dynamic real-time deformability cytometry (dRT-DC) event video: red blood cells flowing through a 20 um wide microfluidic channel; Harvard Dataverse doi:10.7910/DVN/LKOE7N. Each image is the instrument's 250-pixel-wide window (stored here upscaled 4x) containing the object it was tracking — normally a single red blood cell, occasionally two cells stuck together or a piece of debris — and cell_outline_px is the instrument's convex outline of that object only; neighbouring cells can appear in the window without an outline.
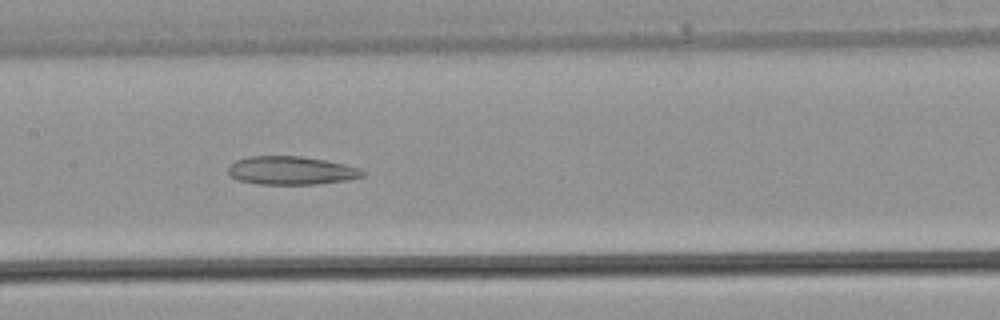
{"species": "common noctule bat (a hibernating species)", "species_latin": "Nyctalus noctula", "temperature_condition": "warm", "stored_images_in_passage": 33, "camera_frame_rate_fps": 3000, "um_per_image_px": 0.085, "animal": {"sex": "male", "body_mass_g": 21.5, "forearm_length_mm": 52.0}, "frame": {"image": 1, "passage_image": 15, "time_ms": 4.667, "image_size_px": [1000, 320], "cell_outline_px": [[364, 176], [348, 180], [316, 184], [256, 184], [236, 180], [228, 176], [228, 168], [236, 160], [248, 156], [300, 156], [324, 160], [344, 164], [360, 168], [364, 172]], "centroid_in_image_um": [24.71, 14.5], "position_along_channel_um": 182.7, "area_um2": 22.31}}
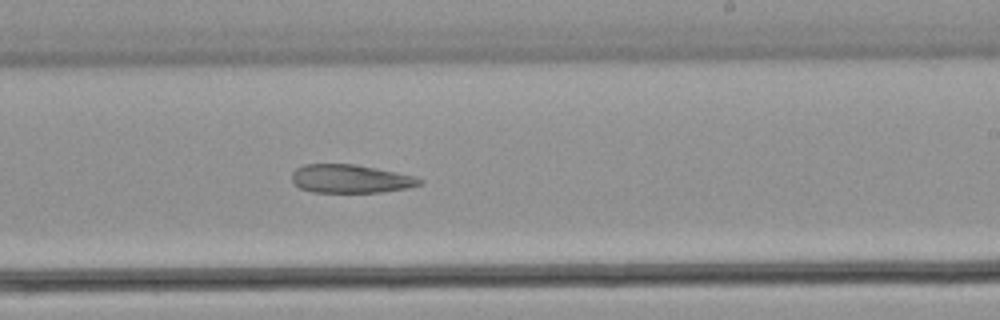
{"frame": {"image": 2, "passage_image": 19, "time_ms": 6.0, "image_size_px": [1000, 320], "cell_outline_px": [[424, 184], [408, 188], [380, 192], [312, 192], [300, 188], [292, 180], [292, 172], [296, 168], [304, 164], [356, 164], [376, 168], [412, 176], [424, 180]], "centroid_in_image_um": [29.79, 15.2], "position_along_channel_um": 259.2, "area_um2": 21.1}}
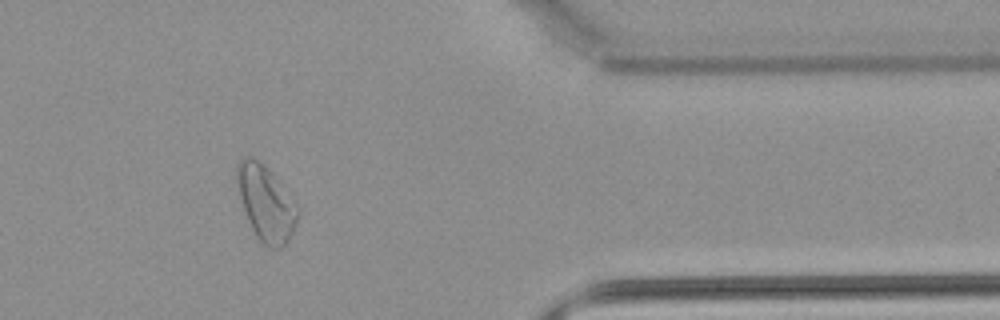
{"frame": {"image": 3, "passage_image": 27, "time_ms": 8.667, "image_size_px": [1000, 320], "cell_outline_px": [[300, 216], [288, 240], [280, 248], [268, 248], [256, 236], [248, 220], [240, 196], [236, 180], [236, 164], [244, 156], [252, 156], [268, 168], [276, 176], [300, 212]], "centroid_in_image_um": [22.6, 17.25], "position_along_channel_um": 388.8, "area_um2": 26.41}}